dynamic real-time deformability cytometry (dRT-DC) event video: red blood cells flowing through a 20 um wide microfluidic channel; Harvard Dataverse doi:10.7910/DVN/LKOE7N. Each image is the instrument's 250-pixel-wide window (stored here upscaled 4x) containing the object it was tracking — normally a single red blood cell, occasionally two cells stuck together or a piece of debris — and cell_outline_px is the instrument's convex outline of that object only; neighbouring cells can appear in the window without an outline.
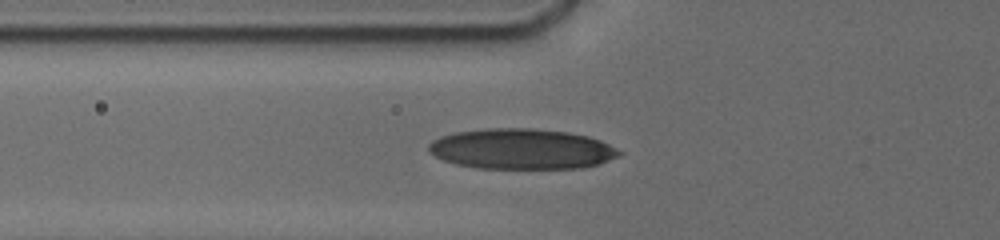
{"species": "human", "species_latin": "Homo sapiens", "temperature_condition": "cold", "stored_images_in_passage": 41, "camera_frame_rate_fps": 3000, "um_per_image_px": 0.085, "donor": {"sex": "male"}, "frame": {"image": 1, "passage_image": 2, "time_ms": 0.333, "image_size_px": [1000, 240], "cell_outline_px": [[624, 152], [620, 156], [600, 164], [584, 168], [476, 168], [456, 164], [444, 160], [428, 152], [428, 144], [432, 140], [440, 136], [456, 132], [488, 128], [532, 128], [568, 132], [588, 136], [600, 140]], "centroid_in_image_um": [44.35, 12.66], "position_along_channel_um": 81.4, "area_um2": 45.14}}
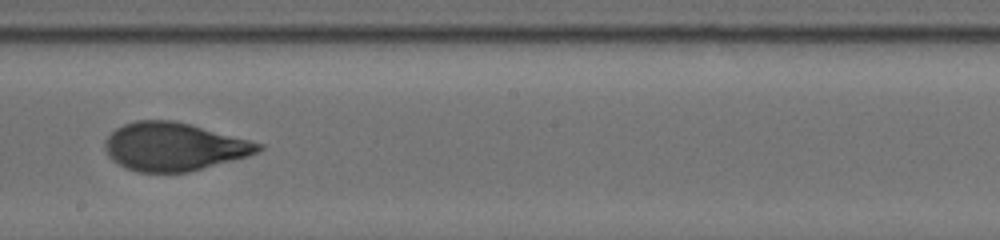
{"frame": {"image": 2, "passage_image": 20, "time_ms": 4.333, "image_size_px": [1000, 240], "cell_outline_px": [[264, 148], [248, 156], [188, 172], [136, 172], [124, 168], [116, 164], [108, 156], [104, 148], [104, 140], [116, 128], [124, 124], [136, 120], [172, 120], [188, 124], [264, 144]], "centroid_in_image_um": [14.72, 12.48], "position_along_channel_um": 233.5, "area_um2": 42.89}}
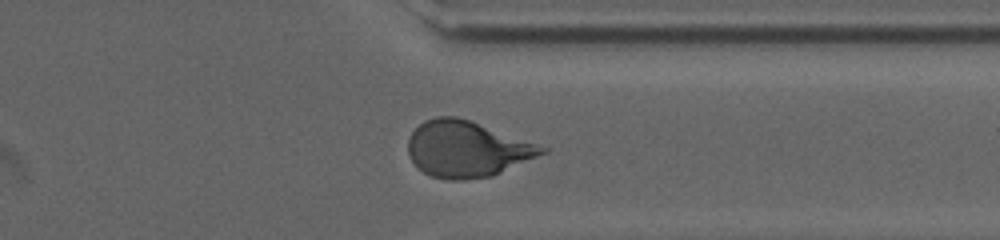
{"frame": {"image": 3, "passage_image": 35, "time_ms": 8.0, "image_size_px": [1000, 240], "cell_outline_px": [[548, 152], [492, 176], [456, 180], [452, 180], [432, 176], [416, 168], [408, 156], [408, 140], [412, 132], [424, 120], [436, 116], [456, 116], [468, 120], [548, 148]], "centroid_in_image_um": [39.64, 12.67], "position_along_channel_um": 371.8, "area_um2": 43.29}, "authors_computed_cell_mechanics": {"area_um2": 42.8876, "velocity_mm_per_s": 3.7753, "shape_relaxation_time_tau1_ms": 3.8477, "shape_relaxation_time_tau2_ms": 0.8766, "deformation_change_tau1": 0.1804, "deformation_change_tau2": 0.0654}}